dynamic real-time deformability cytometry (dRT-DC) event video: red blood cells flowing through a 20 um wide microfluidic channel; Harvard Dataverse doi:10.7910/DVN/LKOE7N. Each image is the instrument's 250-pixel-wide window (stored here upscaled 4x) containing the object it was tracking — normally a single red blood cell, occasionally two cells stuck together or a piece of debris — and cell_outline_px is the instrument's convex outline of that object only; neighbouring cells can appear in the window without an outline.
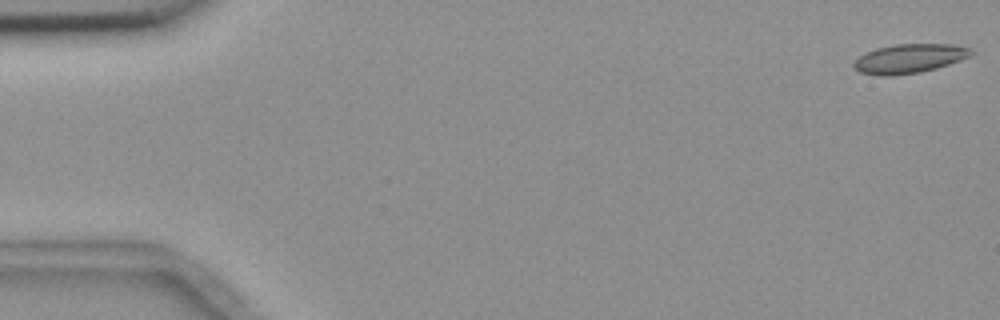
{"species": "common noctule bat (a hibernating species)", "species_latin": "Nyctalus noctula", "temperature_condition": "room temperature", "stored_images_in_passage": 5, "camera_frame_rate_fps": 3000, "um_per_image_px": 0.085, "animal": {"sex": "female", "body_mass_g": 18.4}, "frame": {"image": 1, "passage_image": 1, "time_ms": 0.0, "image_size_px": [1000, 320], "cell_outline_px": [[976, 52], [972, 56], [936, 68], [920, 72], [892, 76], [880, 76], [860, 72], [852, 64], [860, 56], [876, 48], [892, 44], [952, 44], [968, 48]], "centroid_in_image_um": [77.32, 4.97], "position_along_channel_um": 7.7, "area_um2": 19.88}}
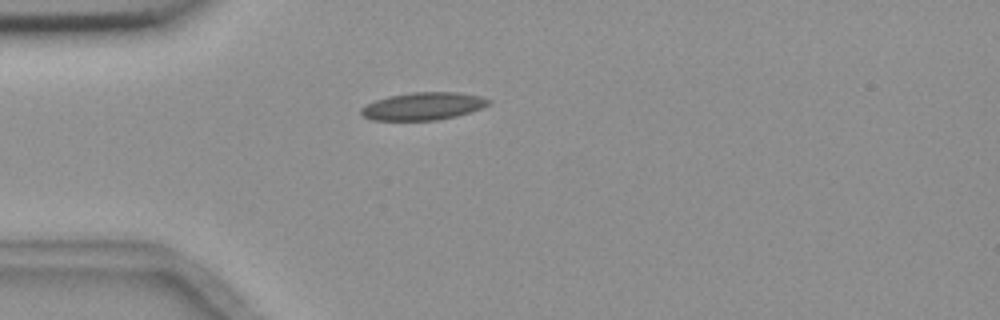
{"frame": {"image": 2, "passage_image": 4, "time_ms": 4.667, "image_size_px": [1000, 320], "cell_outline_px": [[492, 104], [456, 116], [436, 120], [372, 120], [360, 116], [360, 108], [376, 100], [388, 96], [412, 92], [460, 92], [480, 96], [492, 100]], "centroid_in_image_um": [35.96, 9.02], "position_along_channel_um": 49.0, "area_um2": 20.58}}